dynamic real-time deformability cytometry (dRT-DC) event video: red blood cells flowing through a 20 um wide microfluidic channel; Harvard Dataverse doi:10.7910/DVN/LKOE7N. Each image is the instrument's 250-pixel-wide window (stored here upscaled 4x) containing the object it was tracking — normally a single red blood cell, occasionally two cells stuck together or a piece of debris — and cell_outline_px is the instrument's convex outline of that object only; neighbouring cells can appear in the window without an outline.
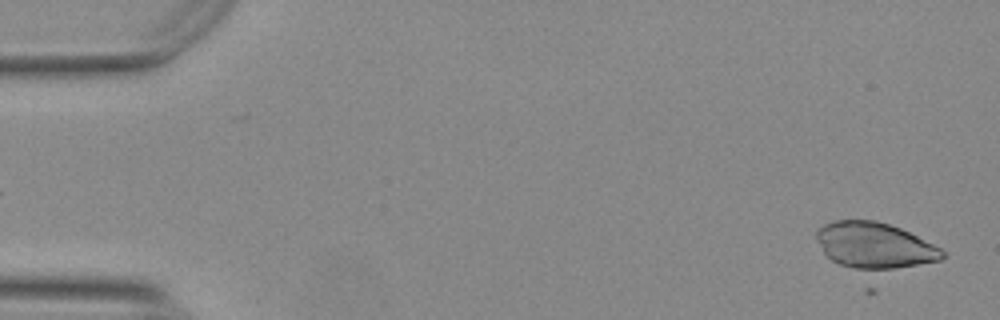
{"species": "Egyptian fruit bat (a non-hibernating species)", "species_latin": "Rousettus aegyptiacus", "temperature_condition": "warm", "stored_images_in_passage": 38, "camera_frame_rate_fps": 3000, "um_per_image_px": 0.085, "animal": {"sex": "female"}, "frame": {"image": 1, "passage_image": 2, "time_ms": 0.333, "image_size_px": [1000, 320], "cell_outline_px": [[944, 256], [940, 260], [872, 272], [864, 272], [840, 264], [832, 260], [824, 252], [816, 236], [816, 232], [824, 224], [836, 220], [876, 220], [900, 228], [940, 248], [944, 252]], "centroid_in_image_um": [74.31, 20.88], "position_along_channel_um": 10.7, "area_um2": 33.52}}